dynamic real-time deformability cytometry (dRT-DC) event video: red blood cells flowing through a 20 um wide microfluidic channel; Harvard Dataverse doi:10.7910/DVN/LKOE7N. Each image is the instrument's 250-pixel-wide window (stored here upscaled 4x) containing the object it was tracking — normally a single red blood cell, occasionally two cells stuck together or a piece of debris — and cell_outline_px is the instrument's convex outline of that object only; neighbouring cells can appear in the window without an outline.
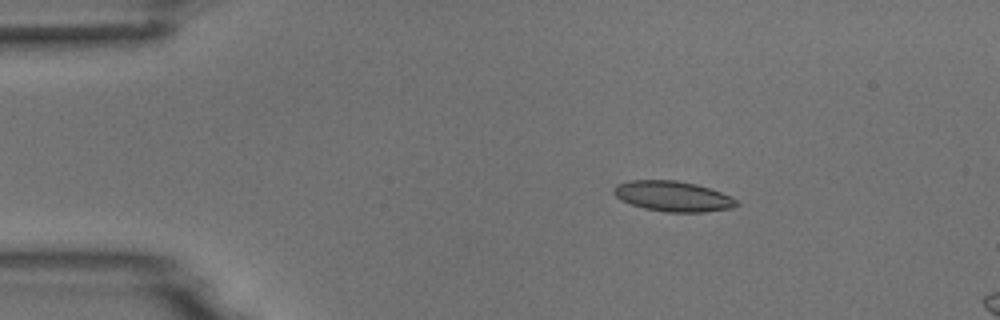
{"species": "common noctule bat (a hibernating species)", "species_latin": "Nyctalus noctula", "temperature_condition": "room temperature", "stored_images_in_passage": 5, "camera_frame_rate_fps": 3000, "um_per_image_px": 0.085, "animal": {"sex": "male", "body_mass_g": 18.8}, "frame": {"image": 1, "passage_image": 3, "time_ms": 2.333, "image_size_px": [1000, 320], "cell_outline_px": [[740, 204], [732, 208], [704, 212], [664, 212], [644, 208], [620, 200], [612, 192], [612, 188], [616, 184], [628, 180], [676, 180], [696, 184], [720, 192], [736, 200]], "centroid_in_image_um": [57.15, 16.68], "position_along_channel_um": 27.9, "area_um2": 21.73}}